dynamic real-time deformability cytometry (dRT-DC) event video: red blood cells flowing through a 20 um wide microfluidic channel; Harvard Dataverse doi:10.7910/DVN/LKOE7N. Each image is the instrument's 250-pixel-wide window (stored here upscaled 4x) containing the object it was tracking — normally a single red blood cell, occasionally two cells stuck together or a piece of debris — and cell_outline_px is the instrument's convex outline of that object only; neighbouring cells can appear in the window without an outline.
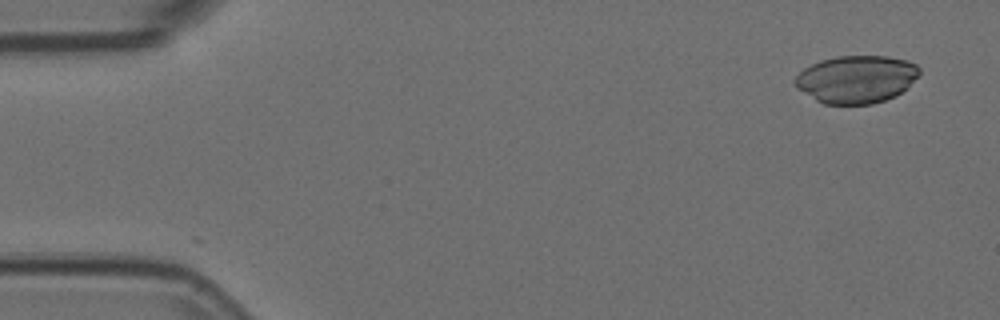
{"species": "Egyptian fruit bat (a non-hibernating species)", "species_latin": "Rousettus aegyptiacus", "temperature_condition": "room temperature", "stored_images_in_passage": 7, "camera_frame_rate_fps": 3000, "um_per_image_px": 0.085, "animal": {"sex": "female"}, "frame": {"image": 1, "passage_image": 1, "time_ms": 0.0, "image_size_px": [1000, 320], "cell_outline_px": [[920, 72], [896, 96], [872, 104], [824, 104], [816, 100], [796, 88], [792, 80], [804, 68], [820, 60], [836, 56], [888, 56], [908, 60], [916, 64], [920, 68]], "centroid_in_image_um": [72.75, 6.72], "position_along_channel_um": 12.3, "area_um2": 34.45}}